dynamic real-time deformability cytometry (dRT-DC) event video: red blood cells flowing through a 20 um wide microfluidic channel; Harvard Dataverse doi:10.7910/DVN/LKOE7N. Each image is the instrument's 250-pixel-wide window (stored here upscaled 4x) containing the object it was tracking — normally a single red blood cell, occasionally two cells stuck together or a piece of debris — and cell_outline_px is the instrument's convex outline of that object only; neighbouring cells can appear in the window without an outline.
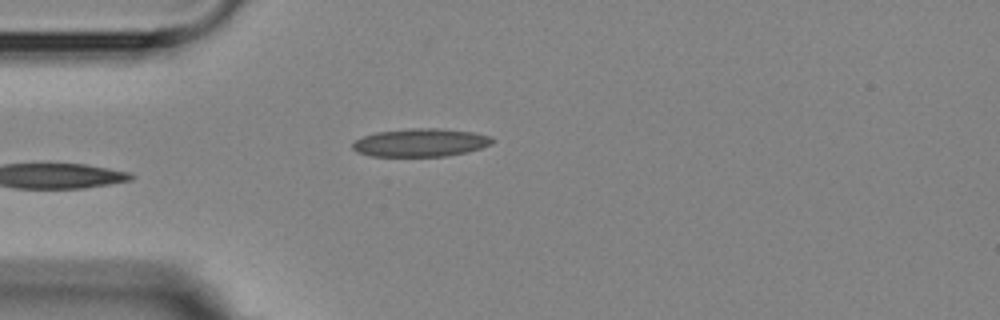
{"species": "Egyptian fruit bat (a non-hibernating species)", "species_latin": "Rousettus aegyptiacus", "temperature_condition": "room temperature", "stored_images_in_passage": 6, "camera_frame_rate_fps": 3000, "um_per_image_px": 0.085, "animal": {"sex": "female"}, "frame": {"image": 1, "passage_image": 6, "time_ms": 5.667, "image_size_px": [1000, 320], "cell_outline_px": [[496, 140], [492, 144], [468, 152], [448, 156], [372, 156], [356, 152], [352, 148], [352, 144], [356, 140], [364, 136], [376, 132], [412, 128], [436, 128], [472, 132], [488, 136]], "centroid_in_image_um": [35.75, 12.13], "position_along_channel_um": 49.3, "area_um2": 22.83}}